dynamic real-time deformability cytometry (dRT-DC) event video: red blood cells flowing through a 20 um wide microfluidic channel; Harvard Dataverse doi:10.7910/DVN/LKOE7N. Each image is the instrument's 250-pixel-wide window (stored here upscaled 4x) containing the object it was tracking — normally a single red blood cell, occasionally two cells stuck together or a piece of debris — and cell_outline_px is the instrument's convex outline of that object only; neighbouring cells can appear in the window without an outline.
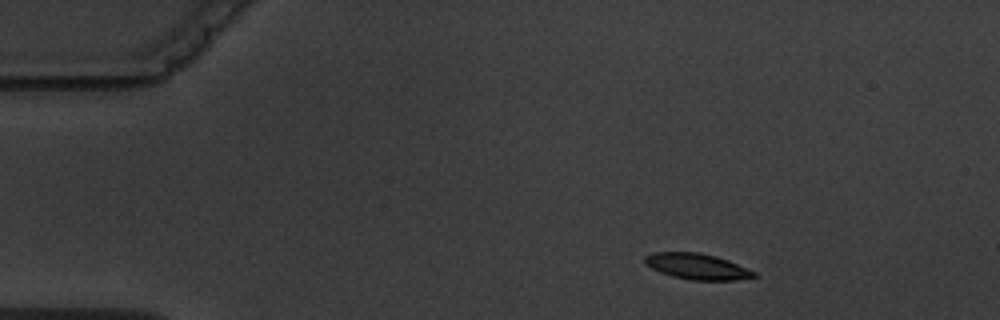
{"species": "common noctule bat (a hibernating species)", "species_latin": "Nyctalus noctula", "temperature_condition": "warm", "stored_images_in_passage": 4, "camera_frame_rate_fps": 3000, "um_per_image_px": 0.085, "animal": {"sex": "male", "body_mass_g": 19.5, "forearm_length_mm": 54.6}, "frame": {"image": 1, "passage_image": 2, "time_ms": 1.333, "image_size_px": [1000, 320], "cell_outline_px": [[756, 276], [736, 280], [692, 280], [672, 276], [660, 272], [644, 264], [644, 256], [652, 252], [700, 252], [716, 256], [728, 260], [756, 272]], "centroid_in_image_um": [59.22, 22.64], "position_along_channel_um": 25.8, "area_um2": 16.47}}